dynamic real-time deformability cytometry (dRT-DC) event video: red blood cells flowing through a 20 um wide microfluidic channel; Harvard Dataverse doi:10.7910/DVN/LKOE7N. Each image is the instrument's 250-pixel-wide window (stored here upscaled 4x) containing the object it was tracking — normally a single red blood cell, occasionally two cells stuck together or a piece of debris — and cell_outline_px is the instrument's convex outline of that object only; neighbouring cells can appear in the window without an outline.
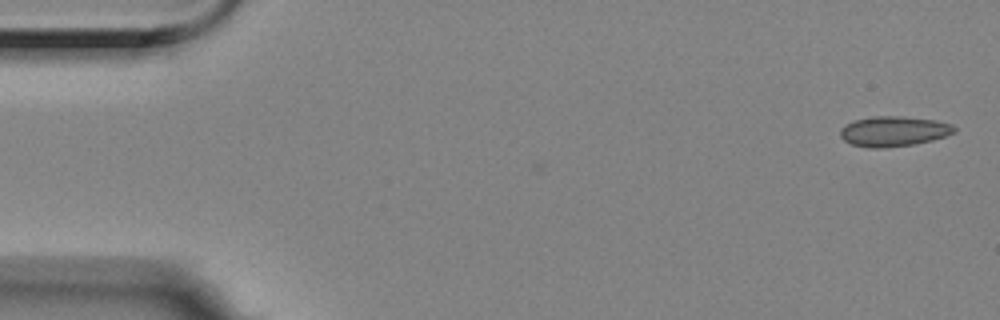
{"species": "Egyptian fruit bat (a non-hibernating species)", "species_latin": "Rousettus aegyptiacus", "temperature_condition": "room temperature", "stored_images_in_passage": 55, "camera_frame_rate_fps": 3000, "um_per_image_px": 0.085, "animal": {"sex": "female"}, "frame": {"image": 1, "passage_image": 1, "time_ms": 0.0, "image_size_px": [1000, 320], "cell_outline_px": [[956, 132], [932, 140], [916, 144], [884, 148], [868, 148], [852, 144], [844, 140], [840, 136], [840, 128], [844, 124], [856, 120], [872, 116], [904, 116], [936, 120], [952, 124], [956, 128]], "centroid_in_image_um": [75.96, 11.16], "position_along_channel_um": 9.0, "area_um2": 20.23}}
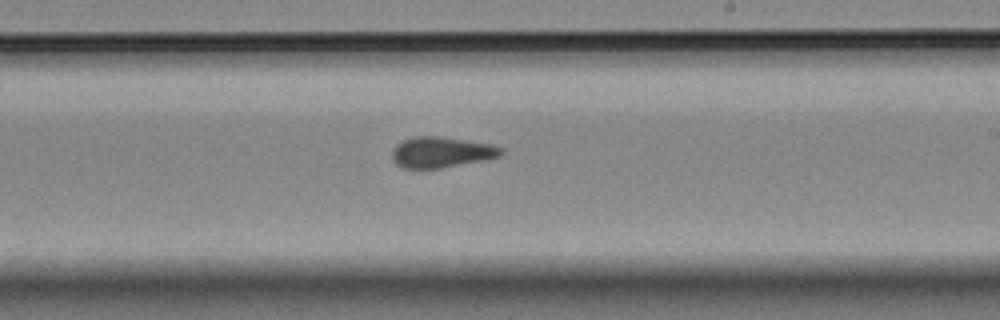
{"frame": {"image": 2, "passage_image": 32, "time_ms": 10.333, "image_size_px": [1000, 320], "cell_outline_px": [[504, 152], [500, 156], [488, 160], [440, 168], [404, 168], [396, 164], [392, 160], [392, 152], [396, 144], [412, 136], [440, 136], [492, 144], [504, 148]], "centroid_in_image_um": [37.55, 12.94], "position_along_channel_um": 251.5, "area_um2": 19.77}}
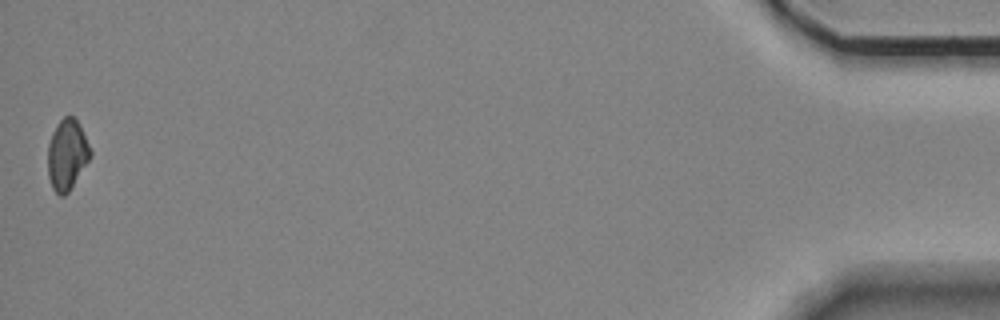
{"frame": {"image": 3, "passage_image": 55, "time_ms": 18.0, "image_size_px": [1000, 320], "cell_outline_px": [[92, 152], [88, 160], [68, 192], [64, 196], [60, 196], [52, 188], [48, 176], [48, 144], [52, 132], [60, 120], [64, 116], [72, 116], [80, 124]], "centroid_in_image_um": [5.68, 13.13], "position_along_channel_um": 429.5, "area_um2": 17.28}, "authors_computed_cell_mechanics": {"area_um2": 19.074, "velocity_mm_per_s": 3.5371, "shape_relaxation_time_tau1_ms": null, "shape_relaxation_time_tau2_ms": 3.2614, "deformation_change_tau1": null, "deformation_change_tau2": 0.0724}}